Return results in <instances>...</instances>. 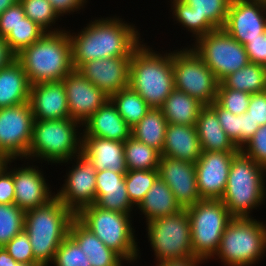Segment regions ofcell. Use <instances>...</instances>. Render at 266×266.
Listing matches in <instances>:
<instances>
[{"label": "cell", "instance_id": "obj_10", "mask_svg": "<svg viewBox=\"0 0 266 266\" xmlns=\"http://www.w3.org/2000/svg\"><path fill=\"white\" fill-rule=\"evenodd\" d=\"M146 230L148 242L154 251L155 264L168 259L194 256L186 209L147 222Z\"/></svg>", "mask_w": 266, "mask_h": 266}, {"label": "cell", "instance_id": "obj_56", "mask_svg": "<svg viewBox=\"0 0 266 266\" xmlns=\"http://www.w3.org/2000/svg\"><path fill=\"white\" fill-rule=\"evenodd\" d=\"M18 0H0V15Z\"/></svg>", "mask_w": 266, "mask_h": 266}, {"label": "cell", "instance_id": "obj_11", "mask_svg": "<svg viewBox=\"0 0 266 266\" xmlns=\"http://www.w3.org/2000/svg\"><path fill=\"white\" fill-rule=\"evenodd\" d=\"M172 66L175 89L187 93L204 105L216 101L220 82L191 47L172 51Z\"/></svg>", "mask_w": 266, "mask_h": 266}, {"label": "cell", "instance_id": "obj_43", "mask_svg": "<svg viewBox=\"0 0 266 266\" xmlns=\"http://www.w3.org/2000/svg\"><path fill=\"white\" fill-rule=\"evenodd\" d=\"M5 250L15 261L22 264H40L33 255L28 234L22 230L13 237L5 246Z\"/></svg>", "mask_w": 266, "mask_h": 266}, {"label": "cell", "instance_id": "obj_55", "mask_svg": "<svg viewBox=\"0 0 266 266\" xmlns=\"http://www.w3.org/2000/svg\"><path fill=\"white\" fill-rule=\"evenodd\" d=\"M17 263L4 247H0V266H15Z\"/></svg>", "mask_w": 266, "mask_h": 266}, {"label": "cell", "instance_id": "obj_23", "mask_svg": "<svg viewBox=\"0 0 266 266\" xmlns=\"http://www.w3.org/2000/svg\"><path fill=\"white\" fill-rule=\"evenodd\" d=\"M82 154L86 156L96 171L110 170L126 173L124 142L95 136H82Z\"/></svg>", "mask_w": 266, "mask_h": 266}, {"label": "cell", "instance_id": "obj_33", "mask_svg": "<svg viewBox=\"0 0 266 266\" xmlns=\"http://www.w3.org/2000/svg\"><path fill=\"white\" fill-rule=\"evenodd\" d=\"M123 120L133 128L150 110L146 101L130 87L118 91L109 98Z\"/></svg>", "mask_w": 266, "mask_h": 266}, {"label": "cell", "instance_id": "obj_59", "mask_svg": "<svg viewBox=\"0 0 266 266\" xmlns=\"http://www.w3.org/2000/svg\"><path fill=\"white\" fill-rule=\"evenodd\" d=\"M263 67H264V72H265V75H266V62L263 64Z\"/></svg>", "mask_w": 266, "mask_h": 266}, {"label": "cell", "instance_id": "obj_24", "mask_svg": "<svg viewBox=\"0 0 266 266\" xmlns=\"http://www.w3.org/2000/svg\"><path fill=\"white\" fill-rule=\"evenodd\" d=\"M161 156L196 163L202 154L195 125L168 124Z\"/></svg>", "mask_w": 266, "mask_h": 266}, {"label": "cell", "instance_id": "obj_15", "mask_svg": "<svg viewBox=\"0 0 266 266\" xmlns=\"http://www.w3.org/2000/svg\"><path fill=\"white\" fill-rule=\"evenodd\" d=\"M223 29L240 44L266 31V3L259 0H231Z\"/></svg>", "mask_w": 266, "mask_h": 266}, {"label": "cell", "instance_id": "obj_57", "mask_svg": "<svg viewBox=\"0 0 266 266\" xmlns=\"http://www.w3.org/2000/svg\"><path fill=\"white\" fill-rule=\"evenodd\" d=\"M15 266H42L41 264H22V263H17Z\"/></svg>", "mask_w": 266, "mask_h": 266}, {"label": "cell", "instance_id": "obj_3", "mask_svg": "<svg viewBox=\"0 0 266 266\" xmlns=\"http://www.w3.org/2000/svg\"><path fill=\"white\" fill-rule=\"evenodd\" d=\"M32 85L62 81L74 70L68 32L45 33L16 56Z\"/></svg>", "mask_w": 266, "mask_h": 266}, {"label": "cell", "instance_id": "obj_25", "mask_svg": "<svg viewBox=\"0 0 266 266\" xmlns=\"http://www.w3.org/2000/svg\"><path fill=\"white\" fill-rule=\"evenodd\" d=\"M69 236L83 249L91 266H124L125 260L108 248L77 218L71 222Z\"/></svg>", "mask_w": 266, "mask_h": 266}, {"label": "cell", "instance_id": "obj_34", "mask_svg": "<svg viewBox=\"0 0 266 266\" xmlns=\"http://www.w3.org/2000/svg\"><path fill=\"white\" fill-rule=\"evenodd\" d=\"M26 16L41 27L46 33L61 32L64 29L53 28L60 16L49 0H18Z\"/></svg>", "mask_w": 266, "mask_h": 266}, {"label": "cell", "instance_id": "obj_20", "mask_svg": "<svg viewBox=\"0 0 266 266\" xmlns=\"http://www.w3.org/2000/svg\"><path fill=\"white\" fill-rule=\"evenodd\" d=\"M14 167V203L24 212L46 205L55 197L50 185L46 182L43 171L36 165ZM16 168V169H15Z\"/></svg>", "mask_w": 266, "mask_h": 266}, {"label": "cell", "instance_id": "obj_9", "mask_svg": "<svg viewBox=\"0 0 266 266\" xmlns=\"http://www.w3.org/2000/svg\"><path fill=\"white\" fill-rule=\"evenodd\" d=\"M186 210L193 254L206 263L218 251L226 225L233 217L221 200L202 199Z\"/></svg>", "mask_w": 266, "mask_h": 266}, {"label": "cell", "instance_id": "obj_8", "mask_svg": "<svg viewBox=\"0 0 266 266\" xmlns=\"http://www.w3.org/2000/svg\"><path fill=\"white\" fill-rule=\"evenodd\" d=\"M265 252L266 224L254 217L232 218L213 258L225 266H252L266 256Z\"/></svg>", "mask_w": 266, "mask_h": 266}, {"label": "cell", "instance_id": "obj_21", "mask_svg": "<svg viewBox=\"0 0 266 266\" xmlns=\"http://www.w3.org/2000/svg\"><path fill=\"white\" fill-rule=\"evenodd\" d=\"M29 103L34 120H60L70 118L67 94L63 81L32 85Z\"/></svg>", "mask_w": 266, "mask_h": 266}, {"label": "cell", "instance_id": "obj_30", "mask_svg": "<svg viewBox=\"0 0 266 266\" xmlns=\"http://www.w3.org/2000/svg\"><path fill=\"white\" fill-rule=\"evenodd\" d=\"M167 125L162 110L150 108L146 115L131 128V136L161 153Z\"/></svg>", "mask_w": 266, "mask_h": 266}, {"label": "cell", "instance_id": "obj_49", "mask_svg": "<svg viewBox=\"0 0 266 266\" xmlns=\"http://www.w3.org/2000/svg\"><path fill=\"white\" fill-rule=\"evenodd\" d=\"M260 126L266 125V92L251 94L247 111Z\"/></svg>", "mask_w": 266, "mask_h": 266}, {"label": "cell", "instance_id": "obj_52", "mask_svg": "<svg viewBox=\"0 0 266 266\" xmlns=\"http://www.w3.org/2000/svg\"><path fill=\"white\" fill-rule=\"evenodd\" d=\"M56 13L61 17L66 14H73L83 9L88 0H49ZM84 6V7H83Z\"/></svg>", "mask_w": 266, "mask_h": 266}, {"label": "cell", "instance_id": "obj_37", "mask_svg": "<svg viewBox=\"0 0 266 266\" xmlns=\"http://www.w3.org/2000/svg\"><path fill=\"white\" fill-rule=\"evenodd\" d=\"M171 11L174 21L192 33L195 41L205 36L209 31L215 28L208 21H198V16L188 4L182 0H170Z\"/></svg>", "mask_w": 266, "mask_h": 266}, {"label": "cell", "instance_id": "obj_36", "mask_svg": "<svg viewBox=\"0 0 266 266\" xmlns=\"http://www.w3.org/2000/svg\"><path fill=\"white\" fill-rule=\"evenodd\" d=\"M46 32L27 16L5 38L9 49L17 56L25 48L39 40Z\"/></svg>", "mask_w": 266, "mask_h": 266}, {"label": "cell", "instance_id": "obj_1", "mask_svg": "<svg viewBox=\"0 0 266 266\" xmlns=\"http://www.w3.org/2000/svg\"><path fill=\"white\" fill-rule=\"evenodd\" d=\"M86 25L77 34L67 31L71 40L74 70L88 61L132 57L133 51L143 43L135 24L130 25L116 15L97 18Z\"/></svg>", "mask_w": 266, "mask_h": 266}, {"label": "cell", "instance_id": "obj_38", "mask_svg": "<svg viewBox=\"0 0 266 266\" xmlns=\"http://www.w3.org/2000/svg\"><path fill=\"white\" fill-rule=\"evenodd\" d=\"M158 169L130 170L125 173V184L132 205L137 208L158 178Z\"/></svg>", "mask_w": 266, "mask_h": 266}, {"label": "cell", "instance_id": "obj_14", "mask_svg": "<svg viewBox=\"0 0 266 266\" xmlns=\"http://www.w3.org/2000/svg\"><path fill=\"white\" fill-rule=\"evenodd\" d=\"M75 158V159H74ZM71 170L55 196L75 215L96 201V170L82 153L73 157Z\"/></svg>", "mask_w": 266, "mask_h": 266}, {"label": "cell", "instance_id": "obj_32", "mask_svg": "<svg viewBox=\"0 0 266 266\" xmlns=\"http://www.w3.org/2000/svg\"><path fill=\"white\" fill-rule=\"evenodd\" d=\"M160 157L159 151L132 136L124 142V158L128 171L158 169Z\"/></svg>", "mask_w": 266, "mask_h": 266}, {"label": "cell", "instance_id": "obj_26", "mask_svg": "<svg viewBox=\"0 0 266 266\" xmlns=\"http://www.w3.org/2000/svg\"><path fill=\"white\" fill-rule=\"evenodd\" d=\"M30 89L28 77L17 59L0 69V109L29 102Z\"/></svg>", "mask_w": 266, "mask_h": 266}, {"label": "cell", "instance_id": "obj_40", "mask_svg": "<svg viewBox=\"0 0 266 266\" xmlns=\"http://www.w3.org/2000/svg\"><path fill=\"white\" fill-rule=\"evenodd\" d=\"M95 204L103 209L124 214H132L133 210L136 211L129 199L125 183H122V188L96 189Z\"/></svg>", "mask_w": 266, "mask_h": 266}, {"label": "cell", "instance_id": "obj_7", "mask_svg": "<svg viewBox=\"0 0 266 266\" xmlns=\"http://www.w3.org/2000/svg\"><path fill=\"white\" fill-rule=\"evenodd\" d=\"M132 215L111 211L96 204L84 207L76 218L108 248L118 253L125 261L133 265L140 259ZM133 227V228H132Z\"/></svg>", "mask_w": 266, "mask_h": 266}, {"label": "cell", "instance_id": "obj_48", "mask_svg": "<svg viewBox=\"0 0 266 266\" xmlns=\"http://www.w3.org/2000/svg\"><path fill=\"white\" fill-rule=\"evenodd\" d=\"M244 46L251 63L263 65L266 62V31L258 38L248 40Z\"/></svg>", "mask_w": 266, "mask_h": 266}, {"label": "cell", "instance_id": "obj_13", "mask_svg": "<svg viewBox=\"0 0 266 266\" xmlns=\"http://www.w3.org/2000/svg\"><path fill=\"white\" fill-rule=\"evenodd\" d=\"M34 121L29 102L0 109V155L4 160L27 158Z\"/></svg>", "mask_w": 266, "mask_h": 266}, {"label": "cell", "instance_id": "obj_41", "mask_svg": "<svg viewBox=\"0 0 266 266\" xmlns=\"http://www.w3.org/2000/svg\"><path fill=\"white\" fill-rule=\"evenodd\" d=\"M51 264L55 266H91L83 249L69 235L61 242Z\"/></svg>", "mask_w": 266, "mask_h": 266}, {"label": "cell", "instance_id": "obj_46", "mask_svg": "<svg viewBox=\"0 0 266 266\" xmlns=\"http://www.w3.org/2000/svg\"><path fill=\"white\" fill-rule=\"evenodd\" d=\"M14 161L15 159H6L0 166V204H14L13 167L9 168Z\"/></svg>", "mask_w": 266, "mask_h": 266}, {"label": "cell", "instance_id": "obj_28", "mask_svg": "<svg viewBox=\"0 0 266 266\" xmlns=\"http://www.w3.org/2000/svg\"><path fill=\"white\" fill-rule=\"evenodd\" d=\"M136 209H139L145 216L143 218H146V223L183 210L171 189L159 177L155 180L152 187L146 193L145 198Z\"/></svg>", "mask_w": 266, "mask_h": 266}, {"label": "cell", "instance_id": "obj_4", "mask_svg": "<svg viewBox=\"0 0 266 266\" xmlns=\"http://www.w3.org/2000/svg\"><path fill=\"white\" fill-rule=\"evenodd\" d=\"M75 218L76 215L56 196L46 205L25 212L24 230L28 234L34 258L42 266L53 262Z\"/></svg>", "mask_w": 266, "mask_h": 266}, {"label": "cell", "instance_id": "obj_47", "mask_svg": "<svg viewBox=\"0 0 266 266\" xmlns=\"http://www.w3.org/2000/svg\"><path fill=\"white\" fill-rule=\"evenodd\" d=\"M26 17L19 1L10 6L0 15V37L6 38L12 29Z\"/></svg>", "mask_w": 266, "mask_h": 266}, {"label": "cell", "instance_id": "obj_39", "mask_svg": "<svg viewBox=\"0 0 266 266\" xmlns=\"http://www.w3.org/2000/svg\"><path fill=\"white\" fill-rule=\"evenodd\" d=\"M25 212L14 204H0V247L24 230Z\"/></svg>", "mask_w": 266, "mask_h": 266}, {"label": "cell", "instance_id": "obj_35", "mask_svg": "<svg viewBox=\"0 0 266 266\" xmlns=\"http://www.w3.org/2000/svg\"><path fill=\"white\" fill-rule=\"evenodd\" d=\"M188 4L198 21H208L215 29L223 28L228 14L231 0H182Z\"/></svg>", "mask_w": 266, "mask_h": 266}, {"label": "cell", "instance_id": "obj_22", "mask_svg": "<svg viewBox=\"0 0 266 266\" xmlns=\"http://www.w3.org/2000/svg\"><path fill=\"white\" fill-rule=\"evenodd\" d=\"M82 136H95L119 142L131 137V127L123 120L110 99L83 124Z\"/></svg>", "mask_w": 266, "mask_h": 266}, {"label": "cell", "instance_id": "obj_19", "mask_svg": "<svg viewBox=\"0 0 266 266\" xmlns=\"http://www.w3.org/2000/svg\"><path fill=\"white\" fill-rule=\"evenodd\" d=\"M131 57L103 58L88 61L77 71L109 98L129 87Z\"/></svg>", "mask_w": 266, "mask_h": 266}, {"label": "cell", "instance_id": "obj_31", "mask_svg": "<svg viewBox=\"0 0 266 266\" xmlns=\"http://www.w3.org/2000/svg\"><path fill=\"white\" fill-rule=\"evenodd\" d=\"M218 88H231L250 94L260 93L266 89V75L262 64L249 62L241 69L225 77Z\"/></svg>", "mask_w": 266, "mask_h": 266}, {"label": "cell", "instance_id": "obj_45", "mask_svg": "<svg viewBox=\"0 0 266 266\" xmlns=\"http://www.w3.org/2000/svg\"><path fill=\"white\" fill-rule=\"evenodd\" d=\"M240 151L266 169V125L260 126Z\"/></svg>", "mask_w": 266, "mask_h": 266}, {"label": "cell", "instance_id": "obj_16", "mask_svg": "<svg viewBox=\"0 0 266 266\" xmlns=\"http://www.w3.org/2000/svg\"><path fill=\"white\" fill-rule=\"evenodd\" d=\"M238 152L202 151L195 163L197 186L201 199L220 200L227 185L234 156Z\"/></svg>", "mask_w": 266, "mask_h": 266}, {"label": "cell", "instance_id": "obj_2", "mask_svg": "<svg viewBox=\"0 0 266 266\" xmlns=\"http://www.w3.org/2000/svg\"><path fill=\"white\" fill-rule=\"evenodd\" d=\"M141 43L132 53L129 87L151 108H160L174 88L172 51L153 50Z\"/></svg>", "mask_w": 266, "mask_h": 266}, {"label": "cell", "instance_id": "obj_58", "mask_svg": "<svg viewBox=\"0 0 266 266\" xmlns=\"http://www.w3.org/2000/svg\"><path fill=\"white\" fill-rule=\"evenodd\" d=\"M4 163L3 157L0 155V166Z\"/></svg>", "mask_w": 266, "mask_h": 266}, {"label": "cell", "instance_id": "obj_27", "mask_svg": "<svg viewBox=\"0 0 266 266\" xmlns=\"http://www.w3.org/2000/svg\"><path fill=\"white\" fill-rule=\"evenodd\" d=\"M195 127L202 151H240L228 138L227 134L222 129L216 112L209 105H205L201 109Z\"/></svg>", "mask_w": 266, "mask_h": 266}, {"label": "cell", "instance_id": "obj_5", "mask_svg": "<svg viewBox=\"0 0 266 266\" xmlns=\"http://www.w3.org/2000/svg\"><path fill=\"white\" fill-rule=\"evenodd\" d=\"M266 169L239 151L233 158L220 199L233 218H251L266 199Z\"/></svg>", "mask_w": 266, "mask_h": 266}, {"label": "cell", "instance_id": "obj_44", "mask_svg": "<svg viewBox=\"0 0 266 266\" xmlns=\"http://www.w3.org/2000/svg\"><path fill=\"white\" fill-rule=\"evenodd\" d=\"M209 106L216 112L222 129L228 138L240 150V115H234L230 111L225 110L216 101Z\"/></svg>", "mask_w": 266, "mask_h": 266}, {"label": "cell", "instance_id": "obj_18", "mask_svg": "<svg viewBox=\"0 0 266 266\" xmlns=\"http://www.w3.org/2000/svg\"><path fill=\"white\" fill-rule=\"evenodd\" d=\"M70 113V118L83 124L109 97L77 70L62 79Z\"/></svg>", "mask_w": 266, "mask_h": 266}, {"label": "cell", "instance_id": "obj_29", "mask_svg": "<svg viewBox=\"0 0 266 266\" xmlns=\"http://www.w3.org/2000/svg\"><path fill=\"white\" fill-rule=\"evenodd\" d=\"M205 105L183 91L174 89L160 109L168 124L195 125Z\"/></svg>", "mask_w": 266, "mask_h": 266}, {"label": "cell", "instance_id": "obj_42", "mask_svg": "<svg viewBox=\"0 0 266 266\" xmlns=\"http://www.w3.org/2000/svg\"><path fill=\"white\" fill-rule=\"evenodd\" d=\"M251 94L231 88H218L216 102L234 115H242L247 111Z\"/></svg>", "mask_w": 266, "mask_h": 266}, {"label": "cell", "instance_id": "obj_17", "mask_svg": "<svg viewBox=\"0 0 266 266\" xmlns=\"http://www.w3.org/2000/svg\"><path fill=\"white\" fill-rule=\"evenodd\" d=\"M158 176L168 185L183 209L202 200L197 186L195 163L161 156Z\"/></svg>", "mask_w": 266, "mask_h": 266}, {"label": "cell", "instance_id": "obj_51", "mask_svg": "<svg viewBox=\"0 0 266 266\" xmlns=\"http://www.w3.org/2000/svg\"><path fill=\"white\" fill-rule=\"evenodd\" d=\"M260 128L248 112L240 115V149L252 138L254 133Z\"/></svg>", "mask_w": 266, "mask_h": 266}, {"label": "cell", "instance_id": "obj_53", "mask_svg": "<svg viewBox=\"0 0 266 266\" xmlns=\"http://www.w3.org/2000/svg\"><path fill=\"white\" fill-rule=\"evenodd\" d=\"M205 261L196 256L185 257V258H175L168 259L166 261H161L156 264V266H200Z\"/></svg>", "mask_w": 266, "mask_h": 266}, {"label": "cell", "instance_id": "obj_12", "mask_svg": "<svg viewBox=\"0 0 266 266\" xmlns=\"http://www.w3.org/2000/svg\"><path fill=\"white\" fill-rule=\"evenodd\" d=\"M194 43L190 47L219 82L250 62L245 46L234 40L223 28L209 31Z\"/></svg>", "mask_w": 266, "mask_h": 266}, {"label": "cell", "instance_id": "obj_54", "mask_svg": "<svg viewBox=\"0 0 266 266\" xmlns=\"http://www.w3.org/2000/svg\"><path fill=\"white\" fill-rule=\"evenodd\" d=\"M16 56L9 49L5 38L0 37V69L9 65Z\"/></svg>", "mask_w": 266, "mask_h": 266}, {"label": "cell", "instance_id": "obj_50", "mask_svg": "<svg viewBox=\"0 0 266 266\" xmlns=\"http://www.w3.org/2000/svg\"><path fill=\"white\" fill-rule=\"evenodd\" d=\"M122 183H125V173L110 170L96 172V189L122 188Z\"/></svg>", "mask_w": 266, "mask_h": 266}, {"label": "cell", "instance_id": "obj_6", "mask_svg": "<svg viewBox=\"0 0 266 266\" xmlns=\"http://www.w3.org/2000/svg\"><path fill=\"white\" fill-rule=\"evenodd\" d=\"M82 124L72 118L60 120H35L32 141L27 158L33 162L70 163L82 153ZM35 160V161H34ZM69 162V163H68Z\"/></svg>", "mask_w": 266, "mask_h": 266}]
</instances>
